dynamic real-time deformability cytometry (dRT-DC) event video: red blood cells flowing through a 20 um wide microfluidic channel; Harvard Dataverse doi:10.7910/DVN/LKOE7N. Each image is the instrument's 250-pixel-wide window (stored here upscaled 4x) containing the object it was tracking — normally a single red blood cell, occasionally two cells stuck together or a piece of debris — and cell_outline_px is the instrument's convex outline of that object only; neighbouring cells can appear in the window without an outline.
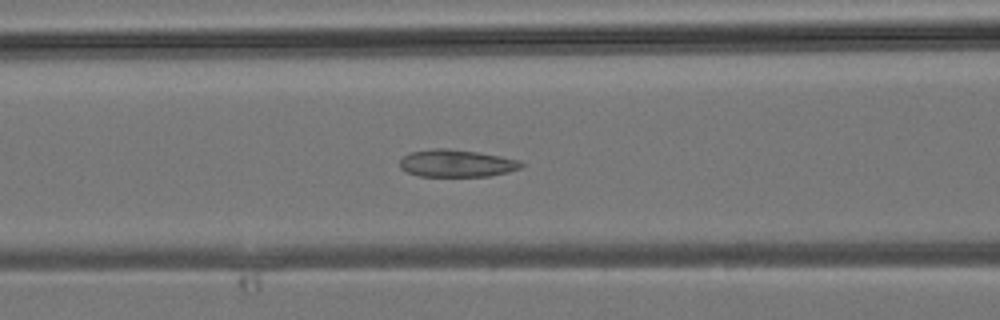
{"species": "common noctule bat (a hibernating species)", "species_latin": "Nyctalus noctula", "temperature_condition": "room temperature", "stored_images_in_passage": 22, "camera_frame_rate_fps": 3000, "um_per_image_px": 0.085, "animal": {"sex": "male", "body_mass_g": 19.2, "forearm_length_mm": 51.8}, "frame": {"image": 1, "passage_image": 4, "time_ms": 1.0, "image_size_px": [1000, 320], "cell_outline_px": [[520, 164], [512, 168], [500, 172], [480, 176], [424, 176], [412, 172], [404, 168], [408, 156], [416, 152], [468, 152], [492, 156], [508, 160]], "centroid_in_image_um": [38.76, 13.95], "position_along_channel_um": 127.8, "area_um2": 15.9}}
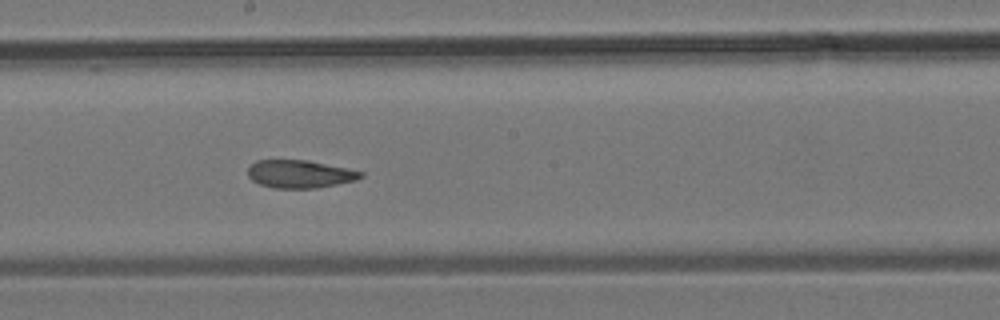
{"frame": {"image": 2, "passage_image": 9, "time_ms": 2.667, "image_size_px": [1000, 320], "cell_outline_px": [[360, 176], [348, 180], [328, 184], [304, 188], [288, 188], [264, 184], [256, 180], [248, 172], [256, 164], [264, 160], [300, 160], [360, 172]], "centroid_in_image_um": [25.41, 14.77], "position_along_channel_um": 222.8, "area_um2": 16.01}}
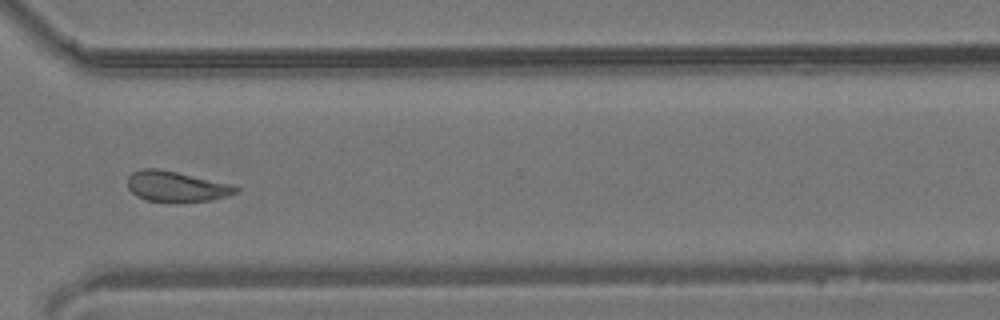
{"frame": {"image": 3, "passage_image": 16, "time_ms": 5.0, "image_size_px": [1000, 320], "cell_outline_px": [[236, 188], [232, 192], [204, 200], [152, 200], [140, 196], [128, 184], [128, 180], [136, 172], [172, 172]], "centroid_in_image_um": [14.89, 15.88], "position_along_channel_um": 355.7, "area_um2": 15.78}}